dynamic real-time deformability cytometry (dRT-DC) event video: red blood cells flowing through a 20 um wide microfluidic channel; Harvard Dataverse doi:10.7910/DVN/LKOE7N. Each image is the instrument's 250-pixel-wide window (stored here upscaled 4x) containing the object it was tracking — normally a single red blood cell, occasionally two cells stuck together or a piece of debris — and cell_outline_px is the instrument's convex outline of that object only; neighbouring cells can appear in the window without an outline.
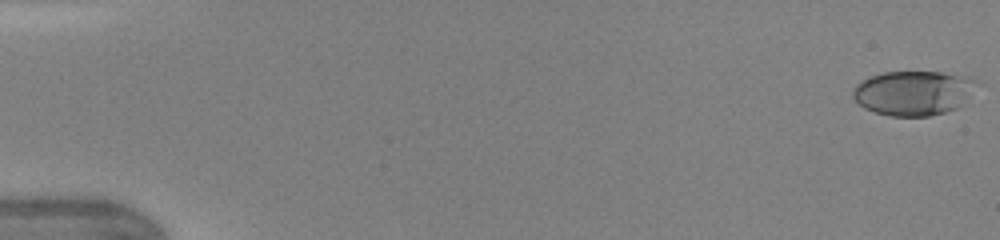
{"species": "human", "species_latin": "Homo sapiens", "temperature_condition": "warm", "stored_images_in_passage": 44, "camera_frame_rate_fps": 3000, "um_per_image_px": 0.085, "donor": {"sex": "female"}, "frame": {"image": 1, "passage_image": 1, "time_ms": 0.0, "image_size_px": [1000, 240], "cell_outline_px": [[980, 80], [968, 96], [956, 108], [944, 112], [928, 116], [888, 116], [864, 108], [852, 96], [852, 88], [860, 80], [884, 72], [940, 72], [972, 76]], "centroid_in_image_um": [77.63, 7.88], "position_along_channel_um": 7.4, "area_um2": 32.19}}
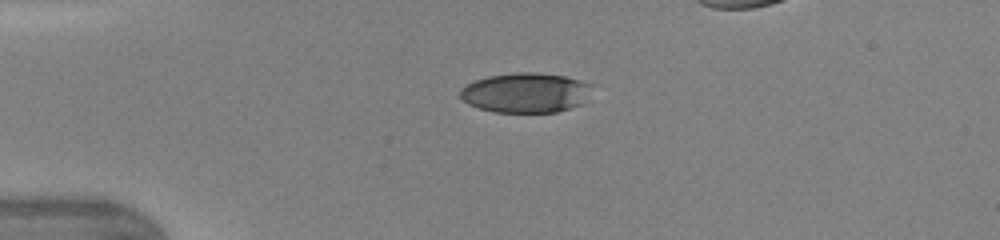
{"frame": {"image": 2, "passage_image": 12, "time_ms": 3.667, "image_size_px": [1000, 240], "cell_outline_px": [[592, 84], [584, 104], [556, 112], [492, 112], [468, 104], [460, 96], [460, 88], [476, 80], [488, 76], [516, 72], [532, 72], [564, 76], [580, 80]], "centroid_in_image_um": [44.69, 7.88], "position_along_channel_um": 40.3, "area_um2": 30.58}}
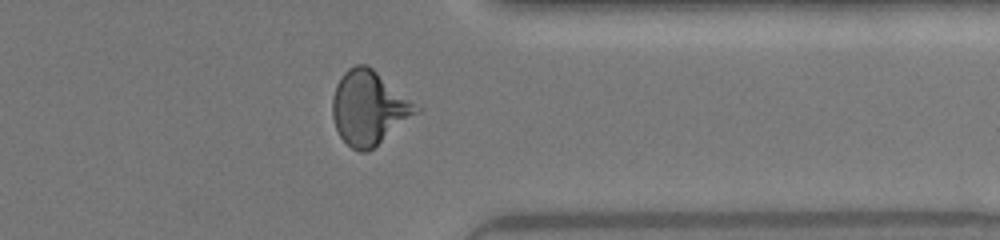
{"frame": {"image": 3, "passage_image": 38, "time_ms": 12.333, "image_size_px": [1000, 240], "cell_outline_px": [[420, 112], [368, 152], [360, 152], [352, 148], [340, 136], [336, 128], [332, 116], [332, 96], [336, 84], [340, 76], [348, 68], [356, 64], [368, 64], [420, 108]], "centroid_in_image_um": [31.33, 9.16], "position_along_channel_um": 380.1, "area_um2": 35.95}, "authors_computed_cell_mechanics": {"area_um2": 33.1483, "velocity_mm_per_s": 4.3708, "shape_relaxation_time_tau1_ms": 4.5448, "shape_relaxation_time_tau2_ms": 0.9764, "deformation_change_tau1": 0.1969, "deformation_change_tau2": 0.0761}}